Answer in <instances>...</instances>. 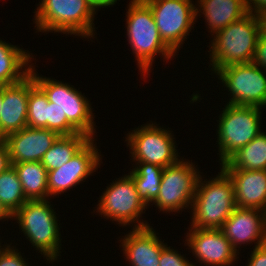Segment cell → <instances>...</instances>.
Segmentation results:
<instances>
[{
	"label": "cell",
	"mask_w": 266,
	"mask_h": 266,
	"mask_svg": "<svg viewBox=\"0 0 266 266\" xmlns=\"http://www.w3.org/2000/svg\"><path fill=\"white\" fill-rule=\"evenodd\" d=\"M98 8L90 0H40L33 22L36 32L94 39ZM37 28V29H36Z\"/></svg>",
	"instance_id": "obj_1"
},
{
	"label": "cell",
	"mask_w": 266,
	"mask_h": 266,
	"mask_svg": "<svg viewBox=\"0 0 266 266\" xmlns=\"http://www.w3.org/2000/svg\"><path fill=\"white\" fill-rule=\"evenodd\" d=\"M127 8L126 40L137 61L140 76L145 81L158 55L166 62L176 55L162 41L153 12L143 0H130Z\"/></svg>",
	"instance_id": "obj_2"
},
{
	"label": "cell",
	"mask_w": 266,
	"mask_h": 266,
	"mask_svg": "<svg viewBox=\"0 0 266 266\" xmlns=\"http://www.w3.org/2000/svg\"><path fill=\"white\" fill-rule=\"evenodd\" d=\"M214 178L200 175L191 207L190 228L220 229L237 207L234 185L221 168ZM207 180V181H206Z\"/></svg>",
	"instance_id": "obj_3"
},
{
	"label": "cell",
	"mask_w": 266,
	"mask_h": 266,
	"mask_svg": "<svg viewBox=\"0 0 266 266\" xmlns=\"http://www.w3.org/2000/svg\"><path fill=\"white\" fill-rule=\"evenodd\" d=\"M48 200H28L12 215V221L18 223L19 229L36 252L53 264L61 259L62 236L57 213L52 201Z\"/></svg>",
	"instance_id": "obj_4"
},
{
	"label": "cell",
	"mask_w": 266,
	"mask_h": 266,
	"mask_svg": "<svg viewBox=\"0 0 266 266\" xmlns=\"http://www.w3.org/2000/svg\"><path fill=\"white\" fill-rule=\"evenodd\" d=\"M259 35V19L250 13L217 32L207 46L210 72L215 74L228 65L252 62Z\"/></svg>",
	"instance_id": "obj_5"
},
{
	"label": "cell",
	"mask_w": 266,
	"mask_h": 266,
	"mask_svg": "<svg viewBox=\"0 0 266 266\" xmlns=\"http://www.w3.org/2000/svg\"><path fill=\"white\" fill-rule=\"evenodd\" d=\"M217 117L219 163H225L234 153L252 141L260 132L262 108L225 104Z\"/></svg>",
	"instance_id": "obj_6"
},
{
	"label": "cell",
	"mask_w": 266,
	"mask_h": 266,
	"mask_svg": "<svg viewBox=\"0 0 266 266\" xmlns=\"http://www.w3.org/2000/svg\"><path fill=\"white\" fill-rule=\"evenodd\" d=\"M97 215H103L122 227L144 228L151 226L141 219L148 206L139 197L132 176L128 173L116 178L107 186L95 206ZM114 221V222H113Z\"/></svg>",
	"instance_id": "obj_7"
},
{
	"label": "cell",
	"mask_w": 266,
	"mask_h": 266,
	"mask_svg": "<svg viewBox=\"0 0 266 266\" xmlns=\"http://www.w3.org/2000/svg\"><path fill=\"white\" fill-rule=\"evenodd\" d=\"M36 65H32L30 74L33 76L35 83L44 91L48 97V101L54 103V106L60 109L63 117L80 132L91 138L97 137L96 123L94 122V114L91 107L90 99L88 100L84 93L77 90L74 85L57 81L38 74L35 69ZM36 71V72H35Z\"/></svg>",
	"instance_id": "obj_8"
},
{
	"label": "cell",
	"mask_w": 266,
	"mask_h": 266,
	"mask_svg": "<svg viewBox=\"0 0 266 266\" xmlns=\"http://www.w3.org/2000/svg\"><path fill=\"white\" fill-rule=\"evenodd\" d=\"M150 121L126 134L132 162H146L165 168L177 163L181 157L170 128ZM169 129V130H168Z\"/></svg>",
	"instance_id": "obj_9"
},
{
	"label": "cell",
	"mask_w": 266,
	"mask_h": 266,
	"mask_svg": "<svg viewBox=\"0 0 266 266\" xmlns=\"http://www.w3.org/2000/svg\"><path fill=\"white\" fill-rule=\"evenodd\" d=\"M195 165L192 160L190 162L183 157L177 163L166 166L162 171L157 198L151 205L166 214L180 213L186 208L191 210L197 182L202 174Z\"/></svg>",
	"instance_id": "obj_10"
},
{
	"label": "cell",
	"mask_w": 266,
	"mask_h": 266,
	"mask_svg": "<svg viewBox=\"0 0 266 266\" xmlns=\"http://www.w3.org/2000/svg\"><path fill=\"white\" fill-rule=\"evenodd\" d=\"M143 1L153 12L162 41L177 55L197 22L196 4L193 0Z\"/></svg>",
	"instance_id": "obj_11"
},
{
	"label": "cell",
	"mask_w": 266,
	"mask_h": 266,
	"mask_svg": "<svg viewBox=\"0 0 266 266\" xmlns=\"http://www.w3.org/2000/svg\"><path fill=\"white\" fill-rule=\"evenodd\" d=\"M214 75L229 92L227 104L266 107V71L253 62L228 65Z\"/></svg>",
	"instance_id": "obj_12"
},
{
	"label": "cell",
	"mask_w": 266,
	"mask_h": 266,
	"mask_svg": "<svg viewBox=\"0 0 266 266\" xmlns=\"http://www.w3.org/2000/svg\"><path fill=\"white\" fill-rule=\"evenodd\" d=\"M97 138H91L68 162L60 168L48 171V199L64 194L75 188L98 168L102 162L101 151L97 148ZM100 153H99V152ZM50 197V198H49Z\"/></svg>",
	"instance_id": "obj_13"
},
{
	"label": "cell",
	"mask_w": 266,
	"mask_h": 266,
	"mask_svg": "<svg viewBox=\"0 0 266 266\" xmlns=\"http://www.w3.org/2000/svg\"><path fill=\"white\" fill-rule=\"evenodd\" d=\"M188 230L184 246H188L197 263L204 266H234L237 263L239 254L220 229Z\"/></svg>",
	"instance_id": "obj_14"
},
{
	"label": "cell",
	"mask_w": 266,
	"mask_h": 266,
	"mask_svg": "<svg viewBox=\"0 0 266 266\" xmlns=\"http://www.w3.org/2000/svg\"><path fill=\"white\" fill-rule=\"evenodd\" d=\"M220 230L240 254L242 244L253 245L254 242L255 248L266 243V212L255 208L236 207Z\"/></svg>",
	"instance_id": "obj_15"
},
{
	"label": "cell",
	"mask_w": 266,
	"mask_h": 266,
	"mask_svg": "<svg viewBox=\"0 0 266 266\" xmlns=\"http://www.w3.org/2000/svg\"><path fill=\"white\" fill-rule=\"evenodd\" d=\"M60 135L49 129L24 127L5 137L11 165L39 161Z\"/></svg>",
	"instance_id": "obj_16"
},
{
	"label": "cell",
	"mask_w": 266,
	"mask_h": 266,
	"mask_svg": "<svg viewBox=\"0 0 266 266\" xmlns=\"http://www.w3.org/2000/svg\"><path fill=\"white\" fill-rule=\"evenodd\" d=\"M121 237L120 247L130 266H159L162 249L167 245L153 226L131 228Z\"/></svg>",
	"instance_id": "obj_17"
},
{
	"label": "cell",
	"mask_w": 266,
	"mask_h": 266,
	"mask_svg": "<svg viewBox=\"0 0 266 266\" xmlns=\"http://www.w3.org/2000/svg\"><path fill=\"white\" fill-rule=\"evenodd\" d=\"M29 75L22 81L3 86L0 131L4 137L27 127Z\"/></svg>",
	"instance_id": "obj_18"
},
{
	"label": "cell",
	"mask_w": 266,
	"mask_h": 266,
	"mask_svg": "<svg viewBox=\"0 0 266 266\" xmlns=\"http://www.w3.org/2000/svg\"><path fill=\"white\" fill-rule=\"evenodd\" d=\"M223 170L233 182L237 207L266 212V170Z\"/></svg>",
	"instance_id": "obj_19"
},
{
	"label": "cell",
	"mask_w": 266,
	"mask_h": 266,
	"mask_svg": "<svg viewBox=\"0 0 266 266\" xmlns=\"http://www.w3.org/2000/svg\"><path fill=\"white\" fill-rule=\"evenodd\" d=\"M196 17L203 16L210 36L248 14L247 0H197Z\"/></svg>",
	"instance_id": "obj_20"
},
{
	"label": "cell",
	"mask_w": 266,
	"mask_h": 266,
	"mask_svg": "<svg viewBox=\"0 0 266 266\" xmlns=\"http://www.w3.org/2000/svg\"><path fill=\"white\" fill-rule=\"evenodd\" d=\"M32 55L28 50L0 39V87L18 83L27 77L33 65L31 61L36 60Z\"/></svg>",
	"instance_id": "obj_21"
},
{
	"label": "cell",
	"mask_w": 266,
	"mask_h": 266,
	"mask_svg": "<svg viewBox=\"0 0 266 266\" xmlns=\"http://www.w3.org/2000/svg\"><path fill=\"white\" fill-rule=\"evenodd\" d=\"M12 166L17 172L24 195L28 200L48 199V171L41 162H22Z\"/></svg>",
	"instance_id": "obj_22"
},
{
	"label": "cell",
	"mask_w": 266,
	"mask_h": 266,
	"mask_svg": "<svg viewBox=\"0 0 266 266\" xmlns=\"http://www.w3.org/2000/svg\"><path fill=\"white\" fill-rule=\"evenodd\" d=\"M222 169L266 170V132H260L252 141L234 153Z\"/></svg>",
	"instance_id": "obj_23"
},
{
	"label": "cell",
	"mask_w": 266,
	"mask_h": 266,
	"mask_svg": "<svg viewBox=\"0 0 266 266\" xmlns=\"http://www.w3.org/2000/svg\"><path fill=\"white\" fill-rule=\"evenodd\" d=\"M91 137L84 133L60 135L41 160L47 171L55 170L68 162Z\"/></svg>",
	"instance_id": "obj_24"
},
{
	"label": "cell",
	"mask_w": 266,
	"mask_h": 266,
	"mask_svg": "<svg viewBox=\"0 0 266 266\" xmlns=\"http://www.w3.org/2000/svg\"><path fill=\"white\" fill-rule=\"evenodd\" d=\"M134 163V168L130 169L129 174L133 178L139 197L149 207L157 198L164 168L146 162Z\"/></svg>",
	"instance_id": "obj_25"
},
{
	"label": "cell",
	"mask_w": 266,
	"mask_h": 266,
	"mask_svg": "<svg viewBox=\"0 0 266 266\" xmlns=\"http://www.w3.org/2000/svg\"><path fill=\"white\" fill-rule=\"evenodd\" d=\"M0 201L12 215L28 201L13 166L0 174Z\"/></svg>",
	"instance_id": "obj_26"
},
{
	"label": "cell",
	"mask_w": 266,
	"mask_h": 266,
	"mask_svg": "<svg viewBox=\"0 0 266 266\" xmlns=\"http://www.w3.org/2000/svg\"><path fill=\"white\" fill-rule=\"evenodd\" d=\"M48 97L29 74L27 127L47 129Z\"/></svg>",
	"instance_id": "obj_27"
},
{
	"label": "cell",
	"mask_w": 266,
	"mask_h": 266,
	"mask_svg": "<svg viewBox=\"0 0 266 266\" xmlns=\"http://www.w3.org/2000/svg\"><path fill=\"white\" fill-rule=\"evenodd\" d=\"M47 129L59 135H74L80 133L68 120L63 117L59 108L49 102L47 106Z\"/></svg>",
	"instance_id": "obj_28"
},
{
	"label": "cell",
	"mask_w": 266,
	"mask_h": 266,
	"mask_svg": "<svg viewBox=\"0 0 266 266\" xmlns=\"http://www.w3.org/2000/svg\"><path fill=\"white\" fill-rule=\"evenodd\" d=\"M159 266H196V263H192L181 252L173 247L171 249L167 244L161 251Z\"/></svg>",
	"instance_id": "obj_29"
},
{
	"label": "cell",
	"mask_w": 266,
	"mask_h": 266,
	"mask_svg": "<svg viewBox=\"0 0 266 266\" xmlns=\"http://www.w3.org/2000/svg\"><path fill=\"white\" fill-rule=\"evenodd\" d=\"M11 245L12 242L7 244L0 252V266H29L26 257H22L18 248L16 249L15 246Z\"/></svg>",
	"instance_id": "obj_30"
},
{
	"label": "cell",
	"mask_w": 266,
	"mask_h": 266,
	"mask_svg": "<svg viewBox=\"0 0 266 266\" xmlns=\"http://www.w3.org/2000/svg\"><path fill=\"white\" fill-rule=\"evenodd\" d=\"M252 62L266 71V37L261 32L257 41L255 55Z\"/></svg>",
	"instance_id": "obj_31"
},
{
	"label": "cell",
	"mask_w": 266,
	"mask_h": 266,
	"mask_svg": "<svg viewBox=\"0 0 266 266\" xmlns=\"http://www.w3.org/2000/svg\"><path fill=\"white\" fill-rule=\"evenodd\" d=\"M252 249L246 266H266V243Z\"/></svg>",
	"instance_id": "obj_32"
},
{
	"label": "cell",
	"mask_w": 266,
	"mask_h": 266,
	"mask_svg": "<svg viewBox=\"0 0 266 266\" xmlns=\"http://www.w3.org/2000/svg\"><path fill=\"white\" fill-rule=\"evenodd\" d=\"M247 9L256 17L266 14V0H247Z\"/></svg>",
	"instance_id": "obj_33"
},
{
	"label": "cell",
	"mask_w": 266,
	"mask_h": 266,
	"mask_svg": "<svg viewBox=\"0 0 266 266\" xmlns=\"http://www.w3.org/2000/svg\"><path fill=\"white\" fill-rule=\"evenodd\" d=\"M11 165L9 151L6 143L0 142V174L7 170Z\"/></svg>",
	"instance_id": "obj_34"
},
{
	"label": "cell",
	"mask_w": 266,
	"mask_h": 266,
	"mask_svg": "<svg viewBox=\"0 0 266 266\" xmlns=\"http://www.w3.org/2000/svg\"><path fill=\"white\" fill-rule=\"evenodd\" d=\"M97 8L98 10L101 8H107L112 7L117 3L119 0H90Z\"/></svg>",
	"instance_id": "obj_35"
},
{
	"label": "cell",
	"mask_w": 266,
	"mask_h": 266,
	"mask_svg": "<svg viewBox=\"0 0 266 266\" xmlns=\"http://www.w3.org/2000/svg\"><path fill=\"white\" fill-rule=\"evenodd\" d=\"M8 219L12 220V214L5 208L3 203L0 201V220L8 222Z\"/></svg>",
	"instance_id": "obj_36"
},
{
	"label": "cell",
	"mask_w": 266,
	"mask_h": 266,
	"mask_svg": "<svg viewBox=\"0 0 266 266\" xmlns=\"http://www.w3.org/2000/svg\"><path fill=\"white\" fill-rule=\"evenodd\" d=\"M260 22V32L266 37V14L258 17Z\"/></svg>",
	"instance_id": "obj_37"
},
{
	"label": "cell",
	"mask_w": 266,
	"mask_h": 266,
	"mask_svg": "<svg viewBox=\"0 0 266 266\" xmlns=\"http://www.w3.org/2000/svg\"><path fill=\"white\" fill-rule=\"evenodd\" d=\"M2 102H3V86L0 87V114L2 111Z\"/></svg>",
	"instance_id": "obj_38"
},
{
	"label": "cell",
	"mask_w": 266,
	"mask_h": 266,
	"mask_svg": "<svg viewBox=\"0 0 266 266\" xmlns=\"http://www.w3.org/2000/svg\"><path fill=\"white\" fill-rule=\"evenodd\" d=\"M0 239H2V238H0ZM3 240H0V252L4 249V247L6 246V244H5V241H4V245L2 246L1 244V242H2Z\"/></svg>",
	"instance_id": "obj_39"
},
{
	"label": "cell",
	"mask_w": 266,
	"mask_h": 266,
	"mask_svg": "<svg viewBox=\"0 0 266 266\" xmlns=\"http://www.w3.org/2000/svg\"><path fill=\"white\" fill-rule=\"evenodd\" d=\"M5 140V137L2 135L1 131H0V142H3Z\"/></svg>",
	"instance_id": "obj_40"
}]
</instances>
